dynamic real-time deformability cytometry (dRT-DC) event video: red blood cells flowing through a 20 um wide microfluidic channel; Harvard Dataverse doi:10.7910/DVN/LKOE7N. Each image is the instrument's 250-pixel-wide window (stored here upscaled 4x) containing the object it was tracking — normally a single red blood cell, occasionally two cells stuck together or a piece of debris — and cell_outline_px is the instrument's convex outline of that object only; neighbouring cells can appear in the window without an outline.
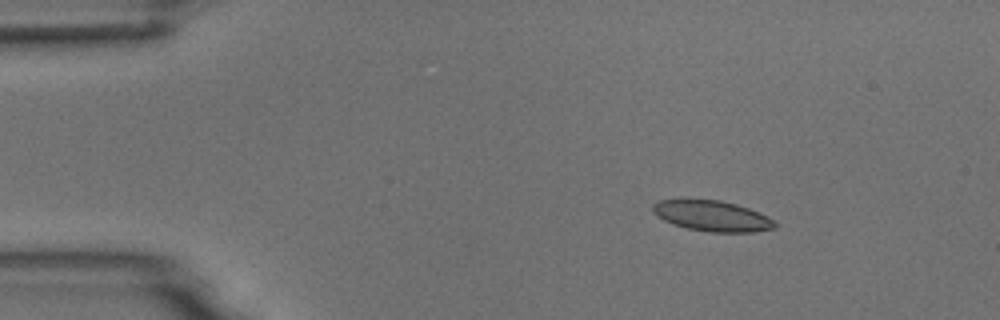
{"species": "common noctule bat (a hibernating species)", "species_latin": "Nyctalus noctula", "temperature_condition": "room temperature", "stored_images_in_passage": 5, "segment_of_instrument_passage": [1, 2], "camera_frame_rate_fps": 3000, "um_per_image_px": 0.085, "animal": {"sex": "male", "body_mass_g": 18.8}, "frame": {"image": 1, "passage_image": 2, "time_ms": 2.0, "image_size_px": [1000, 320], "cell_outline_px": [[776, 228], [752, 232], [712, 232], [688, 228], [664, 220], [656, 216], [652, 212], [652, 204], [660, 200], [680, 196], [720, 200], [736, 204], [748, 208], [772, 220], [776, 224]], "centroid_in_image_um": [60.42, 18.3], "position_along_channel_um": 24.6, "area_um2": 22.2}}